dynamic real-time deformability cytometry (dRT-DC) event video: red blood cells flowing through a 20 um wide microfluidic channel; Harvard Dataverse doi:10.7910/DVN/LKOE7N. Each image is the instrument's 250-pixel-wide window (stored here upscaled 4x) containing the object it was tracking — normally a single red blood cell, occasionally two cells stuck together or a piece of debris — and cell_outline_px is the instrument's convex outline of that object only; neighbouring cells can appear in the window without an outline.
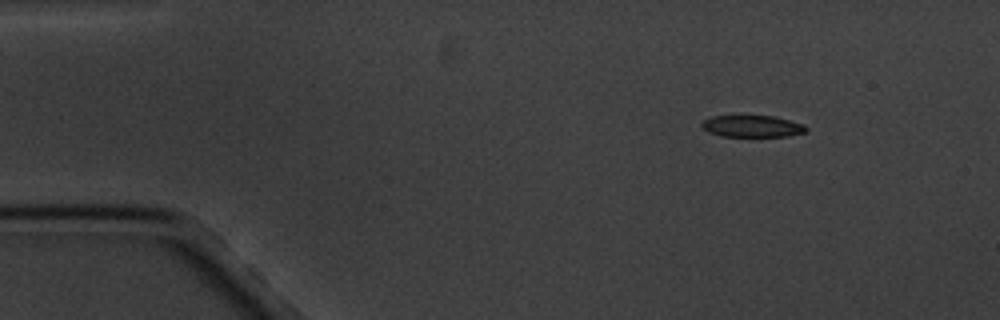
{"species": "common noctule bat (a hibernating species)", "species_latin": "Nyctalus noctula", "temperature_condition": "cold", "stored_images_in_passage": 3, "camera_frame_rate_fps": 3000, "um_per_image_px": 0.085, "animal": {"sex": "male", "body_mass_g": 20.1, "forearm_length_mm": 53.5}, "frame": {"image": 1, "passage_image": 1, "time_ms": 0.0, "image_size_px": [1000, 320], "cell_outline_px": [[808, 132], [788, 136], [720, 136], [708, 132], [700, 124], [704, 120], [712, 116], [772, 116], [804, 124], [808, 128]], "centroid_in_image_um": [63.96, 10.73], "position_along_channel_um": 21.0, "area_um2": 13.18}}